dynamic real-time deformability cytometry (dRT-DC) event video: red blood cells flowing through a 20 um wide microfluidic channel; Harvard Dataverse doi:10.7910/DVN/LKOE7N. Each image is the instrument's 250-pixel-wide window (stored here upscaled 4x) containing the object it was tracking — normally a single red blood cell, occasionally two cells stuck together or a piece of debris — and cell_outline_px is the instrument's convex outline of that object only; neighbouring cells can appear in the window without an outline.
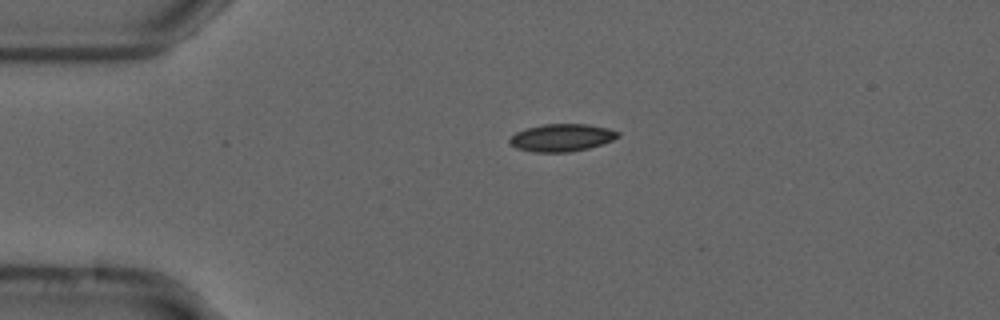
{"species": "common noctule bat (a hibernating species)", "species_latin": "Nyctalus noctula", "temperature_condition": "cold", "stored_images_in_passage": 44, "camera_frame_rate_fps": 3000, "um_per_image_px": 0.085, "animal": {"sex": "male", "forearm_length_mm": 52.5}, "frame": {"image": 1, "passage_image": 1, "time_ms": 0.0, "image_size_px": [1000, 320], "cell_outline_px": [[620, 136], [612, 140], [588, 148], [568, 152], [532, 152], [516, 148], [508, 144], [508, 140], [516, 132], [528, 128], [544, 124], [588, 124], [608, 128], [620, 132]], "centroid_in_image_um": [47.73, 11.7], "position_along_channel_um": 37.3, "area_um2": 17.34}}
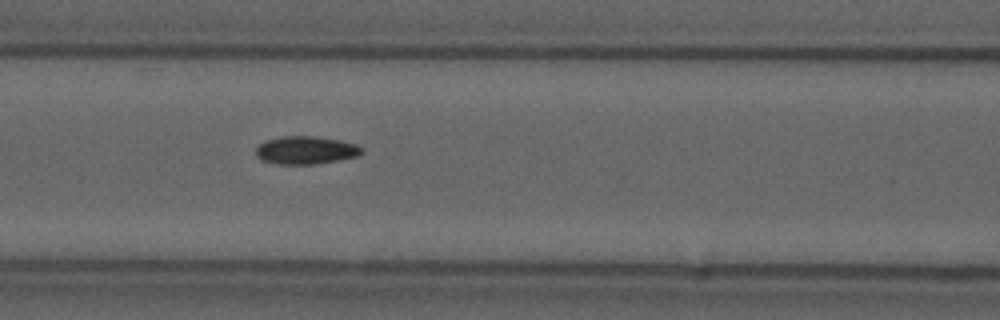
{"frame": {"image": 2, "passage_image": 12, "time_ms": 3.667, "image_size_px": [1000, 320], "cell_outline_px": [[364, 152], [356, 156], [340, 160], [312, 164], [276, 164], [260, 160], [256, 156], [256, 148], [260, 144], [268, 140], [280, 136], [312, 136], [340, 140], [356, 144], [364, 148]], "centroid_in_image_um": [26.0, 12.77], "position_along_channel_um": 140.6, "area_um2": 17.28}}
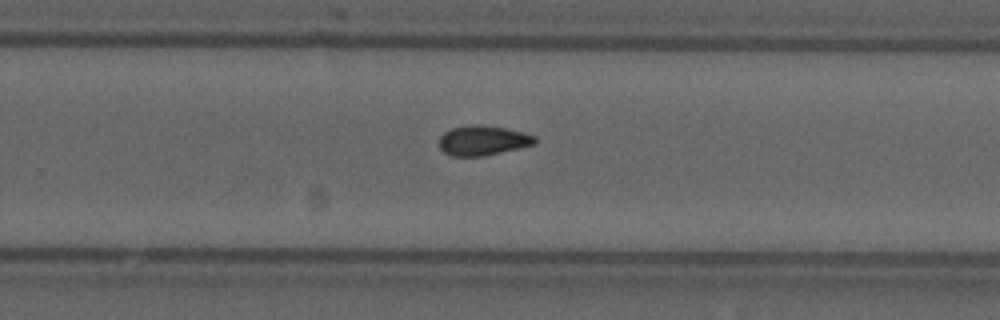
{"frame": {"image": 3, "passage_image": 24, "time_ms": 7.667, "image_size_px": [1000, 320], "cell_outline_px": [[536, 144], [520, 148], [484, 156], [452, 156], [444, 152], [440, 148], [440, 136], [444, 132], [452, 128], [476, 124], [504, 128], [524, 132], [536, 136]], "centroid_in_image_um": [41.07, 11.95], "position_along_channel_um": 288.7, "area_um2": 16.59}, "authors_computed_cell_mechanics": {"area_um2": 16.4152, "velocity_mm_per_s": 3.7158, "shape_relaxation_time_tau1_ms": 9.5812, "shape_relaxation_time_tau2_ms": 9.7767, "deformation_change_tau1": 0.1452, "deformation_change_tau2": 0.137}}